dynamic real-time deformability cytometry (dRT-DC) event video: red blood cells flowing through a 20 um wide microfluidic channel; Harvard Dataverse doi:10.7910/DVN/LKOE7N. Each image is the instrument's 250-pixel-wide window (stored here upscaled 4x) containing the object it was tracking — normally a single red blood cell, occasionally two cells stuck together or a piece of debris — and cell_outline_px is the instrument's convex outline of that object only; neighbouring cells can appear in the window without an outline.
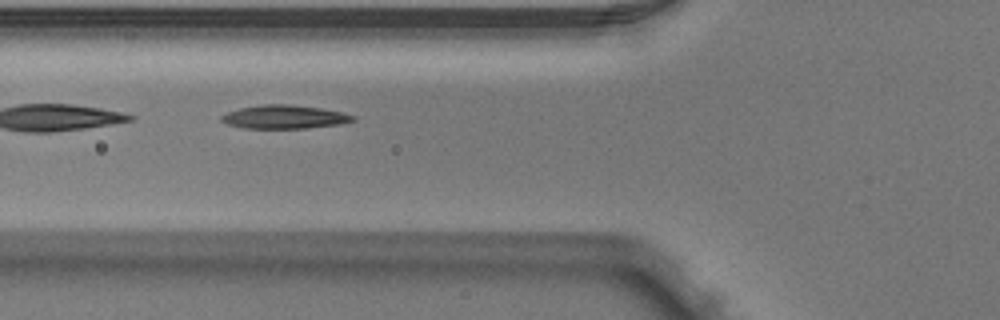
{"species": "Egyptian fruit bat (a non-hibernating species)", "species_latin": "Rousettus aegyptiacus", "temperature_condition": "warm", "stored_images_in_passage": 2, "camera_frame_rate_fps": 3000, "um_per_image_px": 0.085, "animal": {"sex": "male"}, "frame": {"image": 1, "passage_image": 2, "time_ms": 0.333, "image_size_px": [1000, 320], "cell_outline_px": [[356, 120], [340, 124], [308, 128], [244, 128], [228, 124], [220, 120], [220, 116], [228, 112], [240, 108], [260, 104], [288, 104], [320, 108], [340, 112], [356, 116]], "centroid_in_image_um": [24.17, 9.93], "position_along_channel_um": 101.6, "area_um2": 17.98}}